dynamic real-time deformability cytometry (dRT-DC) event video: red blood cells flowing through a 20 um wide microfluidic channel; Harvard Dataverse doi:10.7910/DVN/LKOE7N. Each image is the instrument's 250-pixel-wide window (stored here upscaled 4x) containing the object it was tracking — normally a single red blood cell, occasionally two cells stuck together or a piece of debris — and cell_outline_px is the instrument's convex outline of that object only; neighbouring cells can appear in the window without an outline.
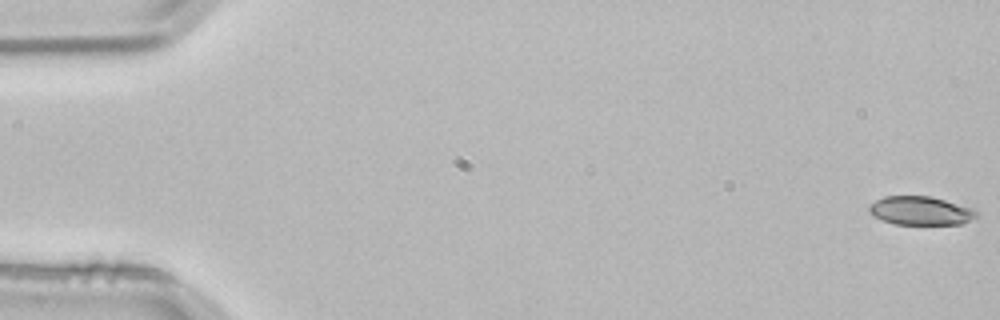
{"species": "common noctule bat (a hibernating species)", "species_latin": "Nyctalus noctula", "temperature_condition": "room temperature", "stored_images_in_passage": 4, "camera_frame_rate_fps": 3000, "um_per_image_px": 0.085, "animal": {"sex": "male", "body_mass_g": 21.5, "forearm_length_mm": 52.0}, "frame": {"image": 1, "passage_image": 1, "time_ms": 0.0, "image_size_px": [1000, 320], "cell_outline_px": [[980, 216], [960, 224], [892, 224], [872, 216], [868, 212], [868, 208], [876, 200], [884, 196], [932, 196], [972, 208], [980, 212]], "centroid_in_image_um": [78.26, 17.91], "position_along_channel_um": 6.7, "area_um2": 18.09}}
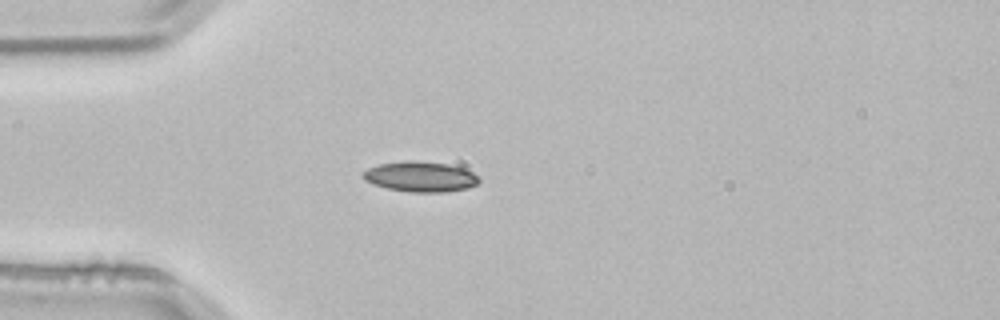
{"frame": {"image": 2, "passage_image": 4, "time_ms": 1.0, "image_size_px": [1000, 320], "cell_outline_px": [[480, 180], [476, 184], [468, 188], [444, 192], [412, 192], [388, 188], [372, 184], [364, 180], [360, 176], [368, 168], [380, 164], [408, 160], [412, 160], [448, 164], [464, 168], [472, 172]], "centroid_in_image_um": [35.71, 15.01], "position_along_channel_um": 49.3, "area_um2": 20.4}}